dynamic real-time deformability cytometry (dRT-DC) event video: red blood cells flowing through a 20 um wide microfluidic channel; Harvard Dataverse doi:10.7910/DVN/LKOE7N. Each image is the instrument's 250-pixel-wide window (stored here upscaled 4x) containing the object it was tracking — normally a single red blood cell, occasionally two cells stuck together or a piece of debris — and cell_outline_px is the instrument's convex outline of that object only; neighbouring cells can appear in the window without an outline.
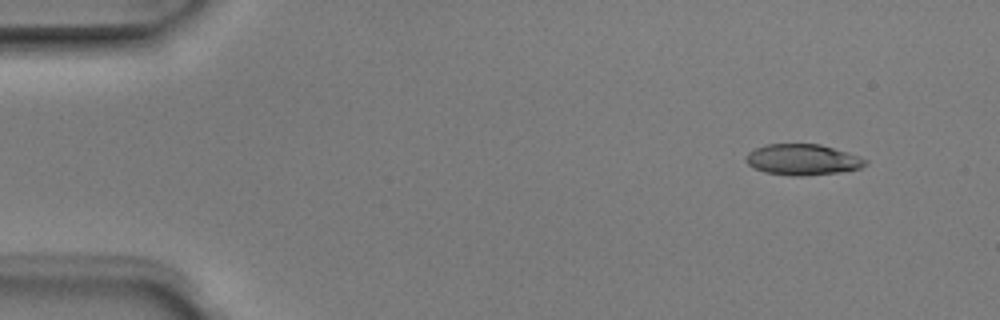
{"species": "Egyptian fruit bat (a non-hibernating species)", "species_latin": "Rousettus aegyptiacus", "temperature_condition": "room temperature", "stored_images_in_passage": 5, "camera_frame_rate_fps": 3000, "um_per_image_px": 0.085, "animal": {"sex": "male"}, "frame": {"image": 1, "passage_image": 1, "time_ms": 0.0, "image_size_px": [1000, 320], "cell_outline_px": [[868, 164], [860, 168], [840, 172], [800, 176], [792, 176], [764, 172], [748, 164], [744, 160], [748, 152], [756, 148], [768, 144], [820, 144], [868, 160]], "centroid_in_image_um": [68.19, 13.57], "position_along_channel_um": 16.8, "area_um2": 21.27}}
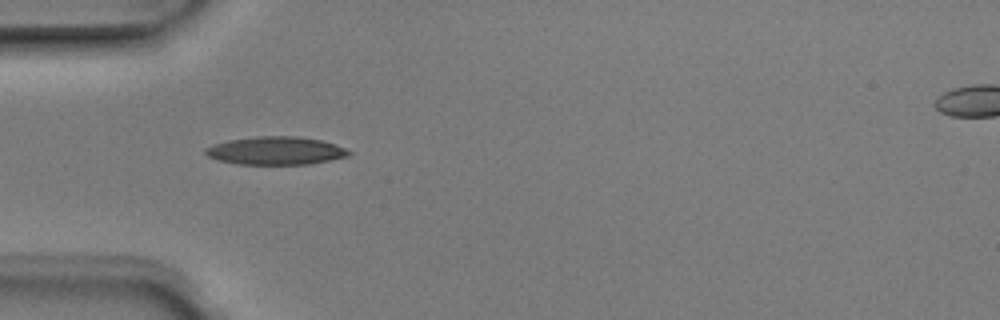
{"frame": {"image": 2, "passage_image": 4, "time_ms": 1.0, "image_size_px": [1000, 320], "cell_outline_px": [[352, 152], [348, 156], [308, 164], [236, 164], [216, 160], [208, 156], [204, 152], [204, 148], [212, 144], [228, 140], [256, 136], [296, 136], [320, 140], [336, 144]], "centroid_in_image_um": [23.38, 12.8], "position_along_channel_um": 61.6, "area_um2": 23.47}}
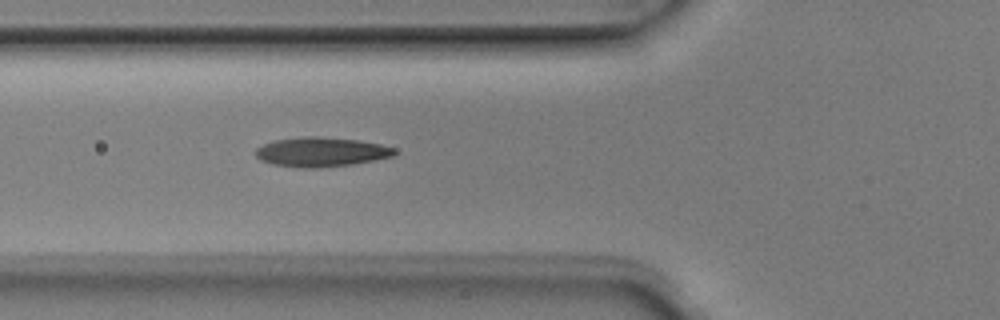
{"frame": {"image": 3, "passage_image": 5, "time_ms": 1.333, "image_size_px": [1000, 320], "cell_outline_px": [[396, 152], [392, 156], [352, 164], [320, 168], [300, 168], [272, 164], [260, 160], [256, 156], [256, 148], [264, 144], [276, 140], [304, 136], [316, 136], [356, 140], [380, 144], [392, 148]], "centroid_in_image_um": [27.24, 12.92], "position_along_channel_um": 98.6, "area_um2": 23.58}}